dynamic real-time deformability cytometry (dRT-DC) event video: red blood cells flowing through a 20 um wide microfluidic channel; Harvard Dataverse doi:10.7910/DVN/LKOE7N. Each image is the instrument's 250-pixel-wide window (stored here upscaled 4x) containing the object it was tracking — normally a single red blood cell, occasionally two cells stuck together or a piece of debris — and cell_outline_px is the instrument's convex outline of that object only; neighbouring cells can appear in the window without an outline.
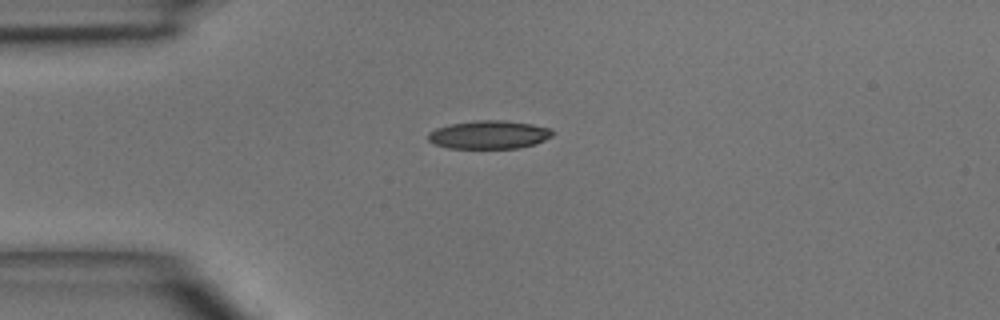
{"species": "common noctule bat (a hibernating species)", "species_latin": "Nyctalus noctula", "temperature_condition": "room temperature", "stored_images_in_passage": 3, "camera_frame_rate_fps": 3000, "um_per_image_px": 0.085, "animal": {"sex": "male", "body_mass_g": 15.6}, "frame": {"image": 1, "passage_image": 1, "time_ms": 0.0, "image_size_px": [1000, 320], "cell_outline_px": [[552, 136], [536, 144], [516, 148], [448, 148], [436, 144], [428, 140], [428, 132], [436, 128], [448, 124], [476, 120], [504, 120], [532, 124], [548, 128], [552, 132]], "centroid_in_image_um": [41.54, 11.44], "position_along_channel_um": 43.5, "area_um2": 20.46}}